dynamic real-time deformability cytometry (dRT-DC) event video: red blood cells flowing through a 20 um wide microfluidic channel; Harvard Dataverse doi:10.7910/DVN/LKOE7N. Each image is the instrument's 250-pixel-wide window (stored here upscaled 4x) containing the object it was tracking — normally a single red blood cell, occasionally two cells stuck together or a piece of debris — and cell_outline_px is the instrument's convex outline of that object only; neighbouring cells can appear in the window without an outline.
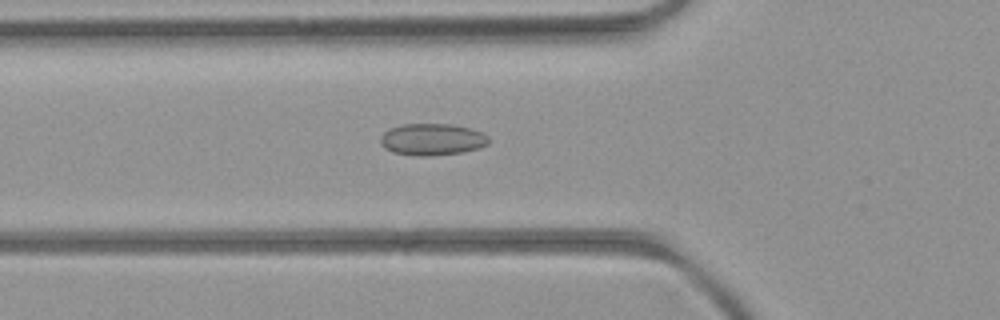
{"species": "common noctule bat (a hibernating species)", "species_latin": "Nyctalus noctula", "temperature_condition": "room temperature", "stored_images_in_passage": 47, "camera_frame_rate_fps": 3000, "um_per_image_px": 0.085, "animal": {"sex": "female", "body_mass_g": 21.9}, "frame": {"image": 1, "passage_image": 18, "time_ms": 5.667, "image_size_px": [1000, 320], "cell_outline_px": [[488, 144], [480, 148], [460, 152], [432, 156], [416, 156], [392, 152], [384, 148], [380, 144], [380, 136], [388, 128], [404, 124], [448, 124], [472, 128], [488, 136]], "centroid_in_image_um": [36.69, 11.85], "position_along_channel_um": 89.1, "area_um2": 20.17}}
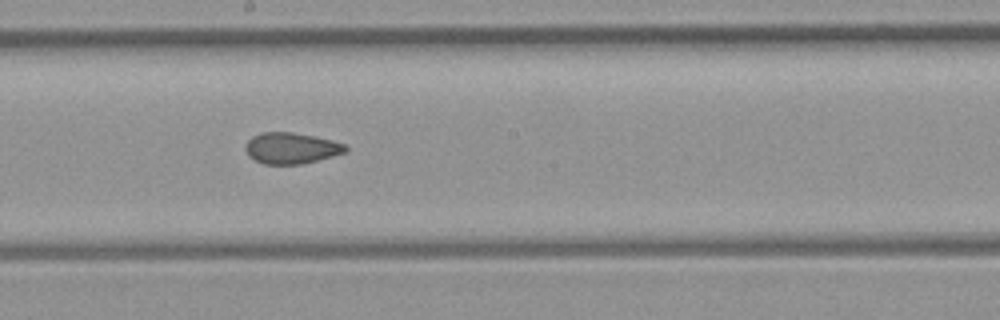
{"frame": {"image": 2, "passage_image": 28, "time_ms": 9.0, "image_size_px": [1000, 320], "cell_outline_px": [[348, 152], [300, 164], [264, 164], [248, 156], [244, 148], [248, 140], [252, 136], [260, 132], [292, 132], [332, 140], [344, 144], [348, 148]], "centroid_in_image_um": [24.73, 12.59], "position_along_channel_um": 223.5, "area_um2": 18.09}}
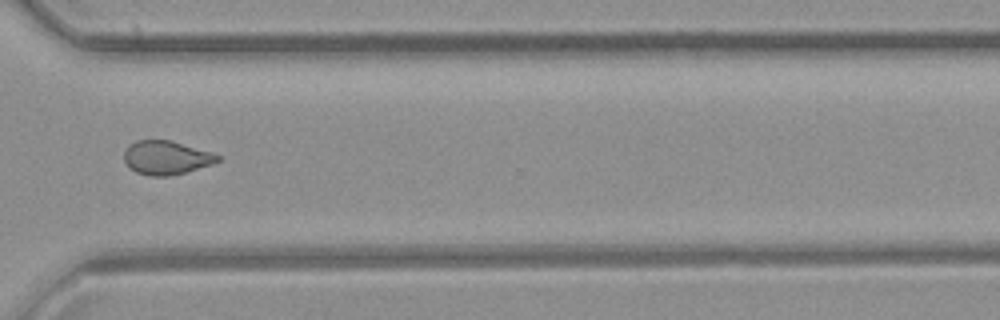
{"frame": {"image": 3, "passage_image": 38, "time_ms": 12.333, "image_size_px": [1000, 320], "cell_outline_px": [[220, 160], [212, 164], [184, 172], [168, 176], [148, 176], [136, 172], [124, 160], [124, 152], [128, 144], [136, 140], [168, 140], [212, 152], [220, 156]], "centroid_in_image_um": [14.11, 13.39], "position_along_channel_um": 356.5, "area_um2": 18.21}, "authors_computed_cell_mechanics": {"area_um2": 18.785, "velocity_mm_per_s": 4.0017, "shape_relaxation_time_tau1_ms": null, "shape_relaxation_time_tau2_ms": 2.0001, "deformation_change_tau1": null, "deformation_change_tau2": 0.0805}}